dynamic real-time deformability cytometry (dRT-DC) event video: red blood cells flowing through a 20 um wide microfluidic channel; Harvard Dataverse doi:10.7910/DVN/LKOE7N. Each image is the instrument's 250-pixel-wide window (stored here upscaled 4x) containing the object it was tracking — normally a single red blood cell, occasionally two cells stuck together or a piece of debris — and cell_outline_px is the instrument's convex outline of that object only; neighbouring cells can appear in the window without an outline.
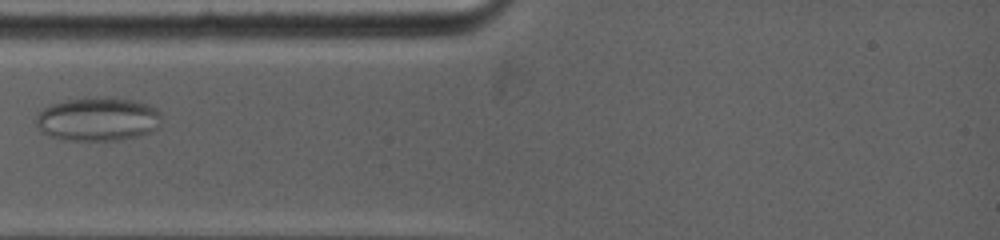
{"species": "common noctule bat (a hibernating species)", "species_latin": "Nyctalus noctula", "temperature_condition": "warm", "stored_images_in_passage": 10, "camera_frame_rate_fps": 5000, "um_per_image_px": 0.085, "animal": {"sex": "female", "body_mass_g": 19.0, "forearm_length_mm": 53.3}, "frame": {"image": 1, "passage_image": 4, "time_ms": 3.0, "image_size_px": [1000, 240], "cell_outline_px": [[160, 124], [156, 128], [148, 132], [136, 136], [120, 140], [64, 140], [48, 136], [36, 124], [36, 116], [44, 108], [52, 104], [68, 100], [104, 96], [136, 100], [148, 104], [156, 108], [160, 112]], "centroid_in_image_um": [8.33, 10.12], "position_along_channel_um": 76.7, "area_um2": 31.91}}
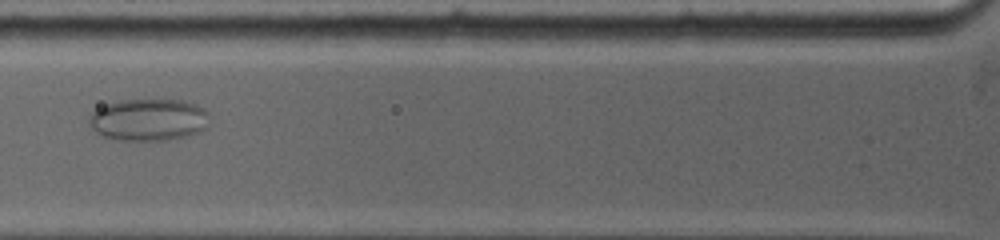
{"frame": {"image": 2, "passage_image": 5, "time_ms": 4.0, "image_size_px": [1000, 240], "cell_outline_px": [[208, 128], [188, 136], [168, 140], [116, 140], [100, 136], [88, 124], [88, 116], [92, 112], [108, 104], [120, 100], [184, 100], [196, 104], [208, 112]], "centroid_in_image_um": [12.63, 10.19], "position_along_channel_um": 113.2, "area_um2": 29.77}}
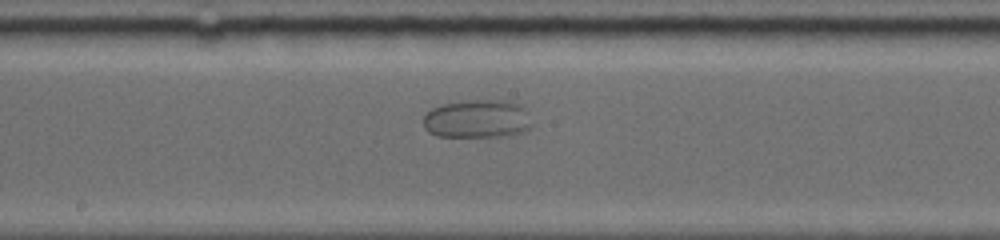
{"frame": {"image": 3, "passage_image": 9, "time_ms": 6.6, "image_size_px": [1000, 240], "cell_outline_px": [[532, 124], [524, 132], [508, 136], [436, 136], [428, 132], [424, 128], [424, 116], [432, 108], [444, 104], [464, 100], [504, 100], [516, 104], [524, 108]], "centroid_in_image_um": [40.55, 10.11], "position_along_channel_um": 207.6, "area_um2": 24.16}}